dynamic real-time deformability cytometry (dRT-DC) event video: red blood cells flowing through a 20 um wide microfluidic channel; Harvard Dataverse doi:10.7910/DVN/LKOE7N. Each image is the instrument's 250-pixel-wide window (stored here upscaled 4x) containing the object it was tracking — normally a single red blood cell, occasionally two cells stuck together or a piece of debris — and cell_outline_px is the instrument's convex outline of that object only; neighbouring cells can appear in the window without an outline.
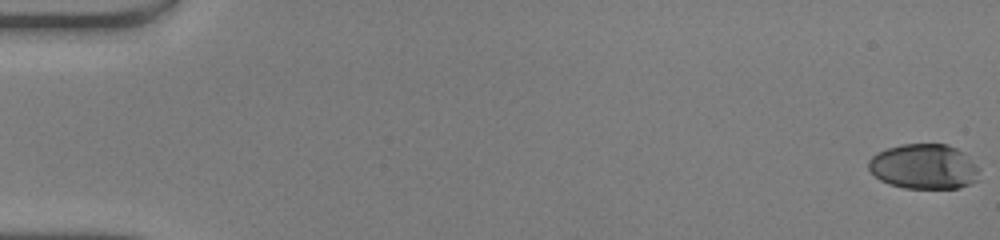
{"species": "human", "species_latin": "Homo sapiens", "temperature_condition": "warm", "stored_images_in_passage": 51, "camera_frame_rate_fps": 3000, "um_per_image_px": 0.085, "donor": {"sex": "male"}, "frame": {"image": 1, "passage_image": 1, "time_ms": 0.0, "image_size_px": [1000, 240], "cell_outline_px": [[980, 168], [976, 180], [960, 188], [904, 188], [888, 184], [880, 180], [868, 168], [868, 160], [876, 152], [900, 144], [948, 144], [964, 152]], "centroid_in_image_um": [78.53, 14.15], "position_along_channel_um": 6.5, "area_um2": 29.25}}
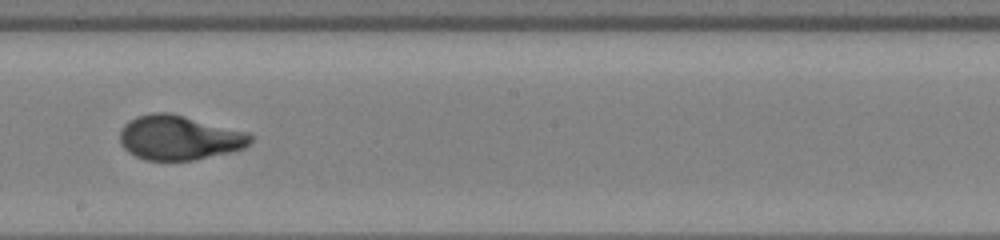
{"frame": {"image": 2, "passage_image": 30, "time_ms": 9.667, "image_size_px": [1000, 240], "cell_outline_px": [[252, 140], [244, 148], [232, 152], [192, 160], [144, 160], [128, 152], [120, 144], [120, 128], [128, 120], [136, 116], [152, 112], [168, 112], [252, 132]], "centroid_in_image_um": [15.24, 11.69], "position_along_channel_um": 233.0, "area_um2": 34.33}}
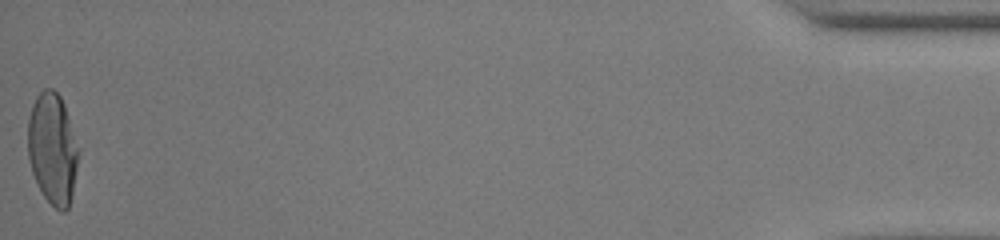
{"frame": {"image": 3, "passage_image": 51, "time_ms": 16.667, "image_size_px": [1000, 240], "cell_outline_px": [[80, 152], [72, 196], [68, 208], [64, 212], [60, 212], [44, 196], [32, 172], [28, 160], [28, 120], [32, 104], [36, 96], [44, 88], [52, 88], [60, 96], [64, 104], [80, 148]], "centroid_in_image_um": [4.49, 12.63], "position_along_channel_um": 430.7, "area_um2": 33.12}, "authors_computed_cell_mechanics": {"area_um2": 32.5992, "velocity_mm_per_s": 4.1927, "shape_relaxation_time_tau1_ms": 8.0625, "shape_relaxation_time_tau2_ms": null, "deformation_change_tau1": 0.3297, "deformation_change_tau2": null}}